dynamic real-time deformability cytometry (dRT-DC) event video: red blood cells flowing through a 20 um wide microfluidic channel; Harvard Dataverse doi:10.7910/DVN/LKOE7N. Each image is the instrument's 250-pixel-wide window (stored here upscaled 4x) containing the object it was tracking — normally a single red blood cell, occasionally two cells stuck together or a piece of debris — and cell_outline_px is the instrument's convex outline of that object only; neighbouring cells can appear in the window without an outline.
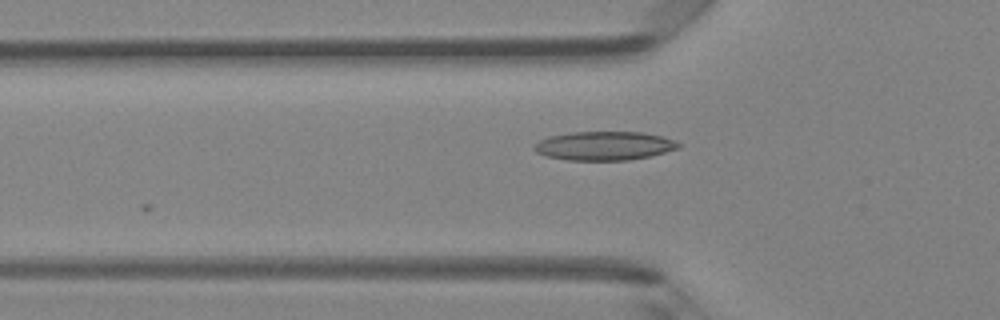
{"species": "Egyptian fruit bat (a non-hibernating species)", "species_latin": "Rousettus aegyptiacus", "temperature_condition": "room temperature", "stored_images_in_passage": 9, "camera_frame_rate_fps": 3000, "um_per_image_px": 0.085, "animal": {"sex": "female"}, "frame": {"image": 1, "passage_image": 2, "time_ms": 0.333, "image_size_px": [1000, 320], "cell_outline_px": [[680, 148], [648, 156], [628, 160], [568, 160], [548, 156], [536, 152], [532, 148], [540, 140], [548, 136], [572, 132], [640, 132], [664, 136], [680, 144]], "centroid_in_image_um": [51.35, 12.39], "position_along_channel_um": 74.4, "area_um2": 24.04}}
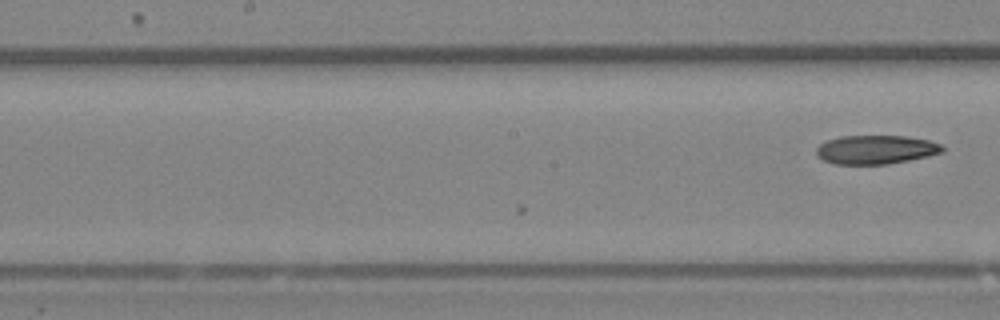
{"frame": {"image": 2, "passage_image": 9, "time_ms": 2.667, "image_size_px": [1000, 320], "cell_outline_px": [[944, 152], [928, 156], [888, 164], [832, 164], [824, 160], [816, 152], [816, 148], [820, 144], [828, 140], [840, 136], [904, 136], [928, 140], [940, 144], [944, 148]], "centroid_in_image_um": [74.45, 12.72], "position_along_channel_um": 173.7, "area_um2": 21.04}}